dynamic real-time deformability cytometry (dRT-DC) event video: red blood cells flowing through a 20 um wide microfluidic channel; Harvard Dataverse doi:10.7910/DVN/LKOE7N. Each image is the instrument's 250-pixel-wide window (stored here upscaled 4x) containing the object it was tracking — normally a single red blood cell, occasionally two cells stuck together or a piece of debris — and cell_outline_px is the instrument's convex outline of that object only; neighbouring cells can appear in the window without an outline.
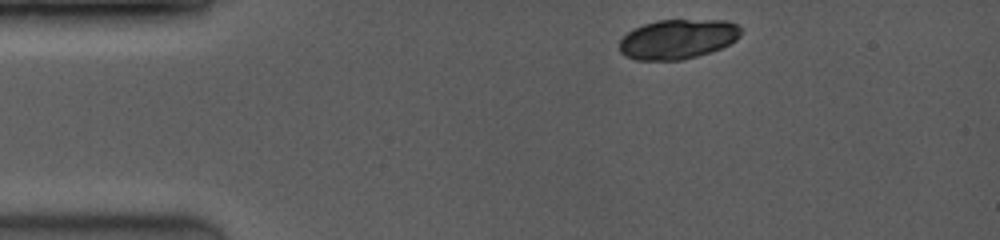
{"species": "common noctule bat (a hibernating species)", "species_latin": "Nyctalus noctula", "temperature_condition": "room temperature", "stored_images_in_passage": 7, "camera_frame_rate_fps": 3500, "um_per_image_px": 0.085, "animal": {"sex": "female", "body_mass_g": 19.0, "forearm_length_mm": 53.3}, "frame": {"image": 1, "passage_image": 1, "time_ms": 0.0, "image_size_px": [1000, 240], "cell_outline_px": [[744, 28], [740, 36], [736, 40], [712, 52], [680, 60], [636, 60], [624, 56], [620, 52], [620, 40], [628, 32], [644, 24], [660, 20], [724, 20], [736, 24]], "centroid_in_image_um": [57.63, 3.33], "position_along_channel_um": 27.4, "area_um2": 28.09}}